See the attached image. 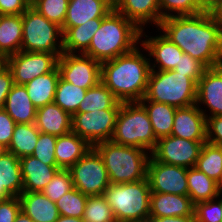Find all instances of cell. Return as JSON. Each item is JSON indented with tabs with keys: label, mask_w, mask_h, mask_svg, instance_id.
<instances>
[{
	"label": "cell",
	"mask_w": 222,
	"mask_h": 222,
	"mask_svg": "<svg viewBox=\"0 0 222 222\" xmlns=\"http://www.w3.org/2000/svg\"><path fill=\"white\" fill-rule=\"evenodd\" d=\"M87 197V195H84L74 187L55 202L59 214L63 216L83 218Z\"/></svg>",
	"instance_id": "74e56055"
},
{
	"label": "cell",
	"mask_w": 222,
	"mask_h": 222,
	"mask_svg": "<svg viewBox=\"0 0 222 222\" xmlns=\"http://www.w3.org/2000/svg\"><path fill=\"white\" fill-rule=\"evenodd\" d=\"M68 170L71 173L74 187L84 195H103L110 185L103 160L93 147Z\"/></svg>",
	"instance_id": "9c48e42d"
},
{
	"label": "cell",
	"mask_w": 222,
	"mask_h": 222,
	"mask_svg": "<svg viewBox=\"0 0 222 222\" xmlns=\"http://www.w3.org/2000/svg\"><path fill=\"white\" fill-rule=\"evenodd\" d=\"M211 8L217 16L219 22L222 24V0L216 2Z\"/></svg>",
	"instance_id": "f907efd6"
},
{
	"label": "cell",
	"mask_w": 222,
	"mask_h": 222,
	"mask_svg": "<svg viewBox=\"0 0 222 222\" xmlns=\"http://www.w3.org/2000/svg\"><path fill=\"white\" fill-rule=\"evenodd\" d=\"M16 122L2 108L0 109V143L7 148L11 143Z\"/></svg>",
	"instance_id": "bcb514c9"
},
{
	"label": "cell",
	"mask_w": 222,
	"mask_h": 222,
	"mask_svg": "<svg viewBox=\"0 0 222 222\" xmlns=\"http://www.w3.org/2000/svg\"><path fill=\"white\" fill-rule=\"evenodd\" d=\"M103 18L89 20L76 27H61L64 53H84L90 46L94 33L99 29Z\"/></svg>",
	"instance_id": "4316f807"
},
{
	"label": "cell",
	"mask_w": 222,
	"mask_h": 222,
	"mask_svg": "<svg viewBox=\"0 0 222 222\" xmlns=\"http://www.w3.org/2000/svg\"><path fill=\"white\" fill-rule=\"evenodd\" d=\"M171 135L192 141H206V117L196 104L176 109Z\"/></svg>",
	"instance_id": "ac0fdd59"
},
{
	"label": "cell",
	"mask_w": 222,
	"mask_h": 222,
	"mask_svg": "<svg viewBox=\"0 0 222 222\" xmlns=\"http://www.w3.org/2000/svg\"><path fill=\"white\" fill-rule=\"evenodd\" d=\"M30 6L28 0H0V15H22Z\"/></svg>",
	"instance_id": "7dc6e473"
},
{
	"label": "cell",
	"mask_w": 222,
	"mask_h": 222,
	"mask_svg": "<svg viewBox=\"0 0 222 222\" xmlns=\"http://www.w3.org/2000/svg\"><path fill=\"white\" fill-rule=\"evenodd\" d=\"M74 184L71 173L68 169H59L53 176L52 180L46 185L41 192L47 196L52 202H56L66 192L72 190Z\"/></svg>",
	"instance_id": "ab89813d"
},
{
	"label": "cell",
	"mask_w": 222,
	"mask_h": 222,
	"mask_svg": "<svg viewBox=\"0 0 222 222\" xmlns=\"http://www.w3.org/2000/svg\"><path fill=\"white\" fill-rule=\"evenodd\" d=\"M82 219L84 222H117L103 195L87 197Z\"/></svg>",
	"instance_id": "8d00e7d4"
},
{
	"label": "cell",
	"mask_w": 222,
	"mask_h": 222,
	"mask_svg": "<svg viewBox=\"0 0 222 222\" xmlns=\"http://www.w3.org/2000/svg\"><path fill=\"white\" fill-rule=\"evenodd\" d=\"M57 67L60 77L83 89H89L101 81V63L83 53H62Z\"/></svg>",
	"instance_id": "7c38bea8"
},
{
	"label": "cell",
	"mask_w": 222,
	"mask_h": 222,
	"mask_svg": "<svg viewBox=\"0 0 222 222\" xmlns=\"http://www.w3.org/2000/svg\"><path fill=\"white\" fill-rule=\"evenodd\" d=\"M7 68V57L0 55V73Z\"/></svg>",
	"instance_id": "db71d44e"
},
{
	"label": "cell",
	"mask_w": 222,
	"mask_h": 222,
	"mask_svg": "<svg viewBox=\"0 0 222 222\" xmlns=\"http://www.w3.org/2000/svg\"><path fill=\"white\" fill-rule=\"evenodd\" d=\"M150 72L148 53L140 44L126 54L102 62L101 82L119 102H139L145 97Z\"/></svg>",
	"instance_id": "7a4b0ae2"
},
{
	"label": "cell",
	"mask_w": 222,
	"mask_h": 222,
	"mask_svg": "<svg viewBox=\"0 0 222 222\" xmlns=\"http://www.w3.org/2000/svg\"><path fill=\"white\" fill-rule=\"evenodd\" d=\"M128 222H154L152 217H146V218H142V219H137V220H132V221H128Z\"/></svg>",
	"instance_id": "11a10c76"
},
{
	"label": "cell",
	"mask_w": 222,
	"mask_h": 222,
	"mask_svg": "<svg viewBox=\"0 0 222 222\" xmlns=\"http://www.w3.org/2000/svg\"><path fill=\"white\" fill-rule=\"evenodd\" d=\"M120 106L121 102H119L111 90L100 81L97 85L87 89L77 112L120 109Z\"/></svg>",
	"instance_id": "d6a6232c"
},
{
	"label": "cell",
	"mask_w": 222,
	"mask_h": 222,
	"mask_svg": "<svg viewBox=\"0 0 222 222\" xmlns=\"http://www.w3.org/2000/svg\"><path fill=\"white\" fill-rule=\"evenodd\" d=\"M92 146L79 135L69 132L58 136L55 145V159L60 169H69L81 159Z\"/></svg>",
	"instance_id": "d4e9b609"
},
{
	"label": "cell",
	"mask_w": 222,
	"mask_h": 222,
	"mask_svg": "<svg viewBox=\"0 0 222 222\" xmlns=\"http://www.w3.org/2000/svg\"><path fill=\"white\" fill-rule=\"evenodd\" d=\"M21 51L63 53L61 27L30 6L22 14Z\"/></svg>",
	"instance_id": "ba28073f"
},
{
	"label": "cell",
	"mask_w": 222,
	"mask_h": 222,
	"mask_svg": "<svg viewBox=\"0 0 222 222\" xmlns=\"http://www.w3.org/2000/svg\"><path fill=\"white\" fill-rule=\"evenodd\" d=\"M14 222H35L28 215H26L23 211L17 214Z\"/></svg>",
	"instance_id": "f5cc1de1"
},
{
	"label": "cell",
	"mask_w": 222,
	"mask_h": 222,
	"mask_svg": "<svg viewBox=\"0 0 222 222\" xmlns=\"http://www.w3.org/2000/svg\"><path fill=\"white\" fill-rule=\"evenodd\" d=\"M197 83L186 74L175 70H151L145 97L165 103L176 108L189 107L196 104Z\"/></svg>",
	"instance_id": "8992f818"
},
{
	"label": "cell",
	"mask_w": 222,
	"mask_h": 222,
	"mask_svg": "<svg viewBox=\"0 0 222 222\" xmlns=\"http://www.w3.org/2000/svg\"><path fill=\"white\" fill-rule=\"evenodd\" d=\"M18 197L21 211L35 222H55L60 216L56 203L41 191L22 192Z\"/></svg>",
	"instance_id": "cb8c5ba5"
},
{
	"label": "cell",
	"mask_w": 222,
	"mask_h": 222,
	"mask_svg": "<svg viewBox=\"0 0 222 222\" xmlns=\"http://www.w3.org/2000/svg\"><path fill=\"white\" fill-rule=\"evenodd\" d=\"M194 215V204L189 196L151 192L150 217Z\"/></svg>",
	"instance_id": "44dd1931"
},
{
	"label": "cell",
	"mask_w": 222,
	"mask_h": 222,
	"mask_svg": "<svg viewBox=\"0 0 222 222\" xmlns=\"http://www.w3.org/2000/svg\"><path fill=\"white\" fill-rule=\"evenodd\" d=\"M113 9V0H69L62 27H76L90 19L104 18Z\"/></svg>",
	"instance_id": "d6986e66"
},
{
	"label": "cell",
	"mask_w": 222,
	"mask_h": 222,
	"mask_svg": "<svg viewBox=\"0 0 222 222\" xmlns=\"http://www.w3.org/2000/svg\"><path fill=\"white\" fill-rule=\"evenodd\" d=\"M119 109L77 112L72 116V132L85 139L92 147L109 141L113 136Z\"/></svg>",
	"instance_id": "30bf717a"
},
{
	"label": "cell",
	"mask_w": 222,
	"mask_h": 222,
	"mask_svg": "<svg viewBox=\"0 0 222 222\" xmlns=\"http://www.w3.org/2000/svg\"><path fill=\"white\" fill-rule=\"evenodd\" d=\"M219 0H206L207 4L212 7L216 2H218Z\"/></svg>",
	"instance_id": "6f0895ef"
},
{
	"label": "cell",
	"mask_w": 222,
	"mask_h": 222,
	"mask_svg": "<svg viewBox=\"0 0 222 222\" xmlns=\"http://www.w3.org/2000/svg\"><path fill=\"white\" fill-rule=\"evenodd\" d=\"M3 109L16 124H33L36 121L37 108L30 100L24 85H13L6 97Z\"/></svg>",
	"instance_id": "484cf974"
},
{
	"label": "cell",
	"mask_w": 222,
	"mask_h": 222,
	"mask_svg": "<svg viewBox=\"0 0 222 222\" xmlns=\"http://www.w3.org/2000/svg\"><path fill=\"white\" fill-rule=\"evenodd\" d=\"M139 102L147 111L156 138L159 139L171 135L177 108L151 100H140Z\"/></svg>",
	"instance_id": "4dcf8cb0"
},
{
	"label": "cell",
	"mask_w": 222,
	"mask_h": 222,
	"mask_svg": "<svg viewBox=\"0 0 222 222\" xmlns=\"http://www.w3.org/2000/svg\"><path fill=\"white\" fill-rule=\"evenodd\" d=\"M146 178L151 192L188 196L186 167L161 163L150 155Z\"/></svg>",
	"instance_id": "5bb4252c"
},
{
	"label": "cell",
	"mask_w": 222,
	"mask_h": 222,
	"mask_svg": "<svg viewBox=\"0 0 222 222\" xmlns=\"http://www.w3.org/2000/svg\"><path fill=\"white\" fill-rule=\"evenodd\" d=\"M56 141L57 136L44 134L40 132L32 156L41 160L47 165H57L55 159Z\"/></svg>",
	"instance_id": "b9f144b4"
},
{
	"label": "cell",
	"mask_w": 222,
	"mask_h": 222,
	"mask_svg": "<svg viewBox=\"0 0 222 222\" xmlns=\"http://www.w3.org/2000/svg\"><path fill=\"white\" fill-rule=\"evenodd\" d=\"M14 85L13 74L7 67L0 73V109L4 107L6 97Z\"/></svg>",
	"instance_id": "c3c4849f"
},
{
	"label": "cell",
	"mask_w": 222,
	"mask_h": 222,
	"mask_svg": "<svg viewBox=\"0 0 222 222\" xmlns=\"http://www.w3.org/2000/svg\"><path fill=\"white\" fill-rule=\"evenodd\" d=\"M206 69L207 67L198 59L184 53L174 70L178 73L186 74V76L198 83Z\"/></svg>",
	"instance_id": "7bdbcfd3"
},
{
	"label": "cell",
	"mask_w": 222,
	"mask_h": 222,
	"mask_svg": "<svg viewBox=\"0 0 222 222\" xmlns=\"http://www.w3.org/2000/svg\"><path fill=\"white\" fill-rule=\"evenodd\" d=\"M141 31L134 22L112 9L102 19L89 48L83 54L100 63L115 59L141 44Z\"/></svg>",
	"instance_id": "3957f363"
},
{
	"label": "cell",
	"mask_w": 222,
	"mask_h": 222,
	"mask_svg": "<svg viewBox=\"0 0 222 222\" xmlns=\"http://www.w3.org/2000/svg\"><path fill=\"white\" fill-rule=\"evenodd\" d=\"M19 160L23 178L22 192L41 191L60 169L57 165H47L32 155Z\"/></svg>",
	"instance_id": "ffe728a7"
},
{
	"label": "cell",
	"mask_w": 222,
	"mask_h": 222,
	"mask_svg": "<svg viewBox=\"0 0 222 222\" xmlns=\"http://www.w3.org/2000/svg\"><path fill=\"white\" fill-rule=\"evenodd\" d=\"M7 151V147L0 143V157L3 156Z\"/></svg>",
	"instance_id": "9f6ffc18"
},
{
	"label": "cell",
	"mask_w": 222,
	"mask_h": 222,
	"mask_svg": "<svg viewBox=\"0 0 222 222\" xmlns=\"http://www.w3.org/2000/svg\"><path fill=\"white\" fill-rule=\"evenodd\" d=\"M188 196L193 204L217 198L222 187L195 167L187 168Z\"/></svg>",
	"instance_id": "f1b7e54d"
},
{
	"label": "cell",
	"mask_w": 222,
	"mask_h": 222,
	"mask_svg": "<svg viewBox=\"0 0 222 222\" xmlns=\"http://www.w3.org/2000/svg\"><path fill=\"white\" fill-rule=\"evenodd\" d=\"M21 210L19 197L0 200V222H14Z\"/></svg>",
	"instance_id": "f6af8a7d"
},
{
	"label": "cell",
	"mask_w": 222,
	"mask_h": 222,
	"mask_svg": "<svg viewBox=\"0 0 222 222\" xmlns=\"http://www.w3.org/2000/svg\"><path fill=\"white\" fill-rule=\"evenodd\" d=\"M103 196L112 208L117 222H128L150 216L151 190L146 179L110 184Z\"/></svg>",
	"instance_id": "52a82bcc"
},
{
	"label": "cell",
	"mask_w": 222,
	"mask_h": 222,
	"mask_svg": "<svg viewBox=\"0 0 222 222\" xmlns=\"http://www.w3.org/2000/svg\"><path fill=\"white\" fill-rule=\"evenodd\" d=\"M69 0H35L31 6L60 27L65 22Z\"/></svg>",
	"instance_id": "f35d334b"
},
{
	"label": "cell",
	"mask_w": 222,
	"mask_h": 222,
	"mask_svg": "<svg viewBox=\"0 0 222 222\" xmlns=\"http://www.w3.org/2000/svg\"><path fill=\"white\" fill-rule=\"evenodd\" d=\"M205 142L169 135L157 140L150 155L161 163L192 168L195 166Z\"/></svg>",
	"instance_id": "4fadbf2b"
},
{
	"label": "cell",
	"mask_w": 222,
	"mask_h": 222,
	"mask_svg": "<svg viewBox=\"0 0 222 222\" xmlns=\"http://www.w3.org/2000/svg\"><path fill=\"white\" fill-rule=\"evenodd\" d=\"M194 167L222 187V146L205 142Z\"/></svg>",
	"instance_id": "836d02e7"
},
{
	"label": "cell",
	"mask_w": 222,
	"mask_h": 222,
	"mask_svg": "<svg viewBox=\"0 0 222 222\" xmlns=\"http://www.w3.org/2000/svg\"><path fill=\"white\" fill-rule=\"evenodd\" d=\"M113 9L134 22L141 30L160 24L158 0H113ZM149 25V26H148Z\"/></svg>",
	"instance_id": "e0dca14e"
},
{
	"label": "cell",
	"mask_w": 222,
	"mask_h": 222,
	"mask_svg": "<svg viewBox=\"0 0 222 222\" xmlns=\"http://www.w3.org/2000/svg\"><path fill=\"white\" fill-rule=\"evenodd\" d=\"M86 91L87 89L75 86L60 77L53 102L73 116L77 113Z\"/></svg>",
	"instance_id": "e575fe53"
},
{
	"label": "cell",
	"mask_w": 222,
	"mask_h": 222,
	"mask_svg": "<svg viewBox=\"0 0 222 222\" xmlns=\"http://www.w3.org/2000/svg\"><path fill=\"white\" fill-rule=\"evenodd\" d=\"M160 22L170 16L197 15L211 7L206 0H158Z\"/></svg>",
	"instance_id": "d590c367"
},
{
	"label": "cell",
	"mask_w": 222,
	"mask_h": 222,
	"mask_svg": "<svg viewBox=\"0 0 222 222\" xmlns=\"http://www.w3.org/2000/svg\"><path fill=\"white\" fill-rule=\"evenodd\" d=\"M23 190L20 160L13 153L0 157V200L18 197Z\"/></svg>",
	"instance_id": "603a6c76"
},
{
	"label": "cell",
	"mask_w": 222,
	"mask_h": 222,
	"mask_svg": "<svg viewBox=\"0 0 222 222\" xmlns=\"http://www.w3.org/2000/svg\"><path fill=\"white\" fill-rule=\"evenodd\" d=\"M59 79L60 72L56 67L53 71L40 75L24 85L36 108L53 103Z\"/></svg>",
	"instance_id": "83f0119b"
},
{
	"label": "cell",
	"mask_w": 222,
	"mask_h": 222,
	"mask_svg": "<svg viewBox=\"0 0 222 222\" xmlns=\"http://www.w3.org/2000/svg\"><path fill=\"white\" fill-rule=\"evenodd\" d=\"M156 29L207 68L222 65V24L212 8L197 15L164 18Z\"/></svg>",
	"instance_id": "6da1fadb"
},
{
	"label": "cell",
	"mask_w": 222,
	"mask_h": 222,
	"mask_svg": "<svg viewBox=\"0 0 222 222\" xmlns=\"http://www.w3.org/2000/svg\"><path fill=\"white\" fill-rule=\"evenodd\" d=\"M157 140L144 106L140 102L121 103L111 141L151 153Z\"/></svg>",
	"instance_id": "5b68a950"
},
{
	"label": "cell",
	"mask_w": 222,
	"mask_h": 222,
	"mask_svg": "<svg viewBox=\"0 0 222 222\" xmlns=\"http://www.w3.org/2000/svg\"><path fill=\"white\" fill-rule=\"evenodd\" d=\"M157 31L159 34L156 36H151L149 30L141 31V45L148 53L151 70H174L184 53L158 29Z\"/></svg>",
	"instance_id": "9a60e30c"
},
{
	"label": "cell",
	"mask_w": 222,
	"mask_h": 222,
	"mask_svg": "<svg viewBox=\"0 0 222 222\" xmlns=\"http://www.w3.org/2000/svg\"><path fill=\"white\" fill-rule=\"evenodd\" d=\"M154 222H196L194 215L152 218Z\"/></svg>",
	"instance_id": "681fc988"
},
{
	"label": "cell",
	"mask_w": 222,
	"mask_h": 222,
	"mask_svg": "<svg viewBox=\"0 0 222 222\" xmlns=\"http://www.w3.org/2000/svg\"><path fill=\"white\" fill-rule=\"evenodd\" d=\"M22 15H0V55L9 57L21 51Z\"/></svg>",
	"instance_id": "f546056e"
},
{
	"label": "cell",
	"mask_w": 222,
	"mask_h": 222,
	"mask_svg": "<svg viewBox=\"0 0 222 222\" xmlns=\"http://www.w3.org/2000/svg\"><path fill=\"white\" fill-rule=\"evenodd\" d=\"M62 53L19 51L7 57V67L13 74L14 84L25 85L34 78L57 67Z\"/></svg>",
	"instance_id": "8fae6325"
},
{
	"label": "cell",
	"mask_w": 222,
	"mask_h": 222,
	"mask_svg": "<svg viewBox=\"0 0 222 222\" xmlns=\"http://www.w3.org/2000/svg\"><path fill=\"white\" fill-rule=\"evenodd\" d=\"M93 148L101 156L110 184H123L146 179L150 152L113 141L97 143Z\"/></svg>",
	"instance_id": "277c9868"
},
{
	"label": "cell",
	"mask_w": 222,
	"mask_h": 222,
	"mask_svg": "<svg viewBox=\"0 0 222 222\" xmlns=\"http://www.w3.org/2000/svg\"><path fill=\"white\" fill-rule=\"evenodd\" d=\"M196 105L206 118L222 116V65L204 71L197 83Z\"/></svg>",
	"instance_id": "2e32d148"
},
{
	"label": "cell",
	"mask_w": 222,
	"mask_h": 222,
	"mask_svg": "<svg viewBox=\"0 0 222 222\" xmlns=\"http://www.w3.org/2000/svg\"><path fill=\"white\" fill-rule=\"evenodd\" d=\"M206 142L222 146V116L206 118Z\"/></svg>",
	"instance_id": "ee69618b"
},
{
	"label": "cell",
	"mask_w": 222,
	"mask_h": 222,
	"mask_svg": "<svg viewBox=\"0 0 222 222\" xmlns=\"http://www.w3.org/2000/svg\"><path fill=\"white\" fill-rule=\"evenodd\" d=\"M35 125L41 133L58 137L72 132V116L53 102L37 108Z\"/></svg>",
	"instance_id": "7402d4cb"
},
{
	"label": "cell",
	"mask_w": 222,
	"mask_h": 222,
	"mask_svg": "<svg viewBox=\"0 0 222 222\" xmlns=\"http://www.w3.org/2000/svg\"><path fill=\"white\" fill-rule=\"evenodd\" d=\"M196 222H222V194L194 205Z\"/></svg>",
	"instance_id": "60d3db41"
},
{
	"label": "cell",
	"mask_w": 222,
	"mask_h": 222,
	"mask_svg": "<svg viewBox=\"0 0 222 222\" xmlns=\"http://www.w3.org/2000/svg\"><path fill=\"white\" fill-rule=\"evenodd\" d=\"M55 222H84L82 218L60 215Z\"/></svg>",
	"instance_id": "816d5d0a"
},
{
	"label": "cell",
	"mask_w": 222,
	"mask_h": 222,
	"mask_svg": "<svg viewBox=\"0 0 222 222\" xmlns=\"http://www.w3.org/2000/svg\"><path fill=\"white\" fill-rule=\"evenodd\" d=\"M40 131L33 124H16L11 143L7 151L13 153L19 159L25 156H31L34 152Z\"/></svg>",
	"instance_id": "1f68e13d"
}]
</instances>
